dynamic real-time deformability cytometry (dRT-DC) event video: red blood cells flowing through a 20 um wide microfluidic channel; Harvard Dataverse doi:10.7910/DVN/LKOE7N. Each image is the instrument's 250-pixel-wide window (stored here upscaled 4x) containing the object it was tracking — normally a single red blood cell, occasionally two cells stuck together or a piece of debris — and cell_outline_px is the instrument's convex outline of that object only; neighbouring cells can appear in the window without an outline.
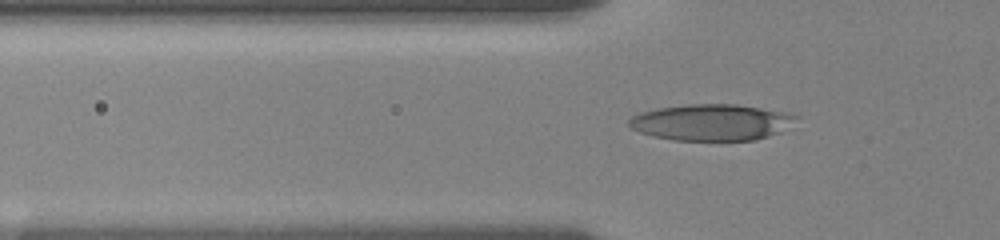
{"species": "human", "species_latin": "Homo sapiens", "temperature_condition": "room temperature", "stored_images_in_passage": 64, "camera_frame_rate_fps": 3000, "um_per_image_px": 0.085, "donor": {"sex": "female"}, "frame": {"image": 1, "passage_image": 23, "time_ms": 6.0, "image_size_px": [1000, 240], "cell_outline_px": [[800, 116], [780, 132], [756, 140], [672, 140], [652, 136], [640, 132], [632, 128], [628, 124], [628, 120], [632, 116], [640, 112], [656, 108], [688, 104], [736, 104], [784, 112]], "centroid_in_image_um": [60.43, 10.39], "position_along_channel_um": 65.4, "area_um2": 35.26}}
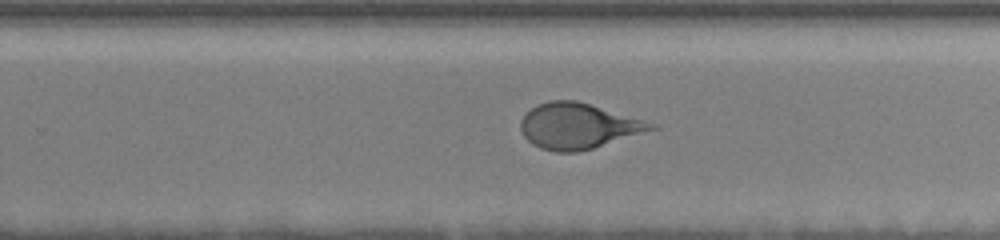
{"frame": {"image": 2, "passage_image": 45, "time_ms": 12.0, "image_size_px": [1000, 240], "cell_outline_px": [[660, 128], [592, 148], [576, 152], [556, 152], [540, 148], [532, 144], [524, 136], [520, 128], [520, 120], [536, 104], [548, 100], [576, 100], [660, 124]], "centroid_in_image_um": [49.17, 10.7], "position_along_channel_um": 280.6, "area_um2": 34.8}}
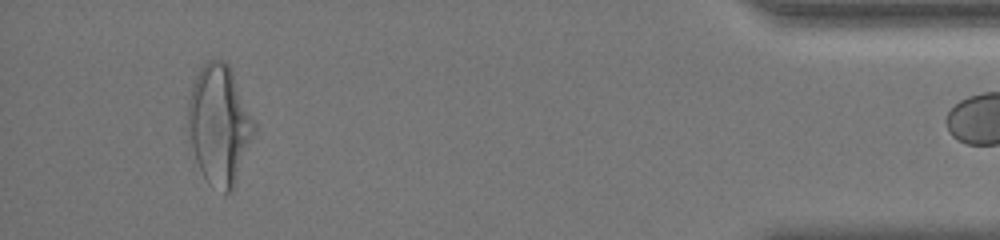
{"frame": {"image": 3, "passage_image": 63, "time_ms": 17.333, "image_size_px": [1000, 240], "cell_outline_px": [[256, 132], [232, 188], [224, 196], [208, 184], [188, 148], [188, 100], [192, 84], [200, 68], [208, 60], [224, 60], [228, 64], [232, 72], [256, 128]], "centroid_in_image_um": [18.58, 10.65], "position_along_channel_um": 416.6, "area_um2": 46.01}}